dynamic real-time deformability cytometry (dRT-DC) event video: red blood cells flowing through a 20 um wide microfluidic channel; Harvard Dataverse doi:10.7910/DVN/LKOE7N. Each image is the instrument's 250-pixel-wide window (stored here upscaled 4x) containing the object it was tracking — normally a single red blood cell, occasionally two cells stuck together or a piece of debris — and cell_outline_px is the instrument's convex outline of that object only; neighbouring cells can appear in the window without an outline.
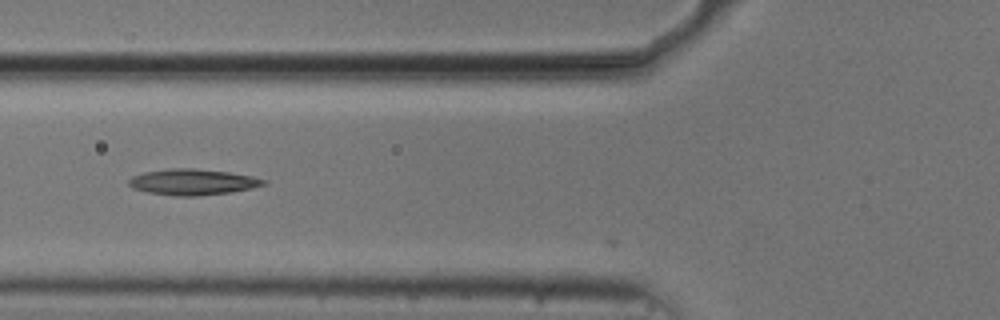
{"species": "common noctule bat (a hibernating species)", "species_latin": "Nyctalus noctula", "temperature_condition": "cold", "stored_images_in_passage": 30, "camera_frame_rate_fps": 3000, "um_per_image_px": 0.085, "animal": {"sex": "male", "body_mass_g": 20.5, "forearm_length_mm": 52.5}, "frame": {"image": 1, "passage_image": 2, "time_ms": 0.333, "image_size_px": [1000, 320], "cell_outline_px": [[268, 184], [252, 188], [232, 192], [200, 196], [176, 196], [148, 192], [132, 188], [128, 184], [128, 180], [132, 176], [144, 172], [172, 168], [196, 168], [228, 172], [252, 176], [268, 180]], "centroid_in_image_um": [16.41, 15.47], "position_along_channel_um": 109.4, "area_um2": 20.58}}
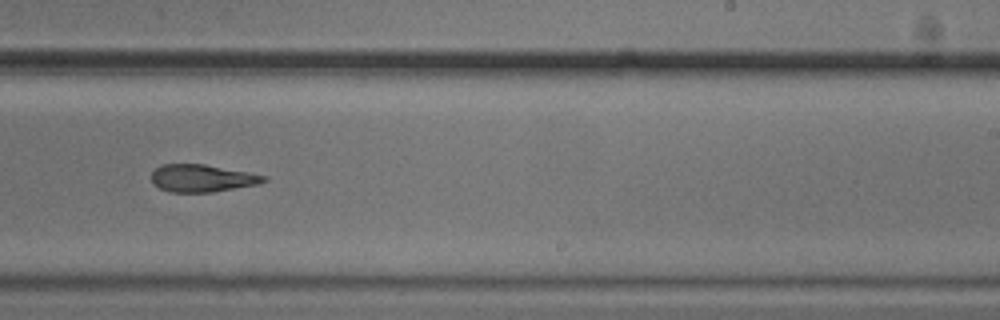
{"frame": {"image": 2, "passage_image": 15, "time_ms": 4.667, "image_size_px": [1000, 320], "cell_outline_px": [[268, 180], [260, 184], [212, 192], [168, 192], [152, 184], [152, 172], [156, 168], [164, 164], [204, 164], [248, 172], [268, 176]], "centroid_in_image_um": [17.2, 15.15], "position_along_channel_um": 271.8, "area_um2": 18.03}}
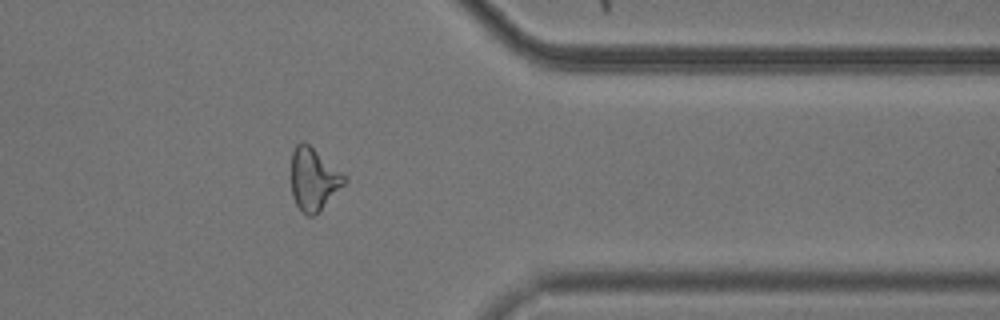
{"frame": {"image": 3, "passage_image": 25, "time_ms": 8.0, "image_size_px": [1000, 320], "cell_outline_px": [[348, 180], [320, 212], [312, 216], [308, 216], [300, 212], [292, 196], [292, 152], [296, 144], [300, 140], [304, 140], [348, 176]], "centroid_in_image_um": [26.68, 15.23], "position_along_channel_um": 384.7, "area_um2": 19.77}}